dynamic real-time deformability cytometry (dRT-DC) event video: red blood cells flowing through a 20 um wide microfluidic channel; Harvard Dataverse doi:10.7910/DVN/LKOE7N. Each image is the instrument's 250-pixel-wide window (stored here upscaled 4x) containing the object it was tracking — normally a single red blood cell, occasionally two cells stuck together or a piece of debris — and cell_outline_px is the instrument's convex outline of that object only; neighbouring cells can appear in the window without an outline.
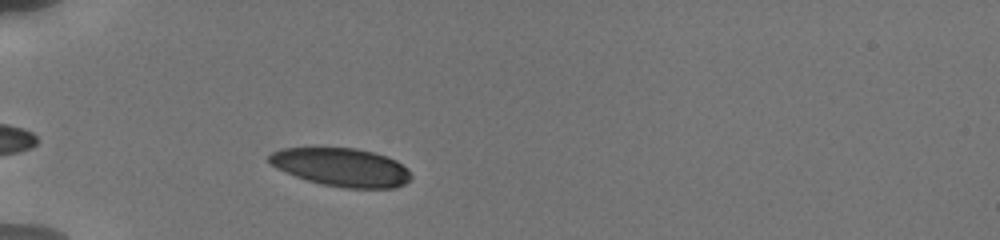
{"species": "human", "species_latin": "Homo sapiens", "temperature_condition": "cold", "stored_images_in_passage": 15, "camera_frame_rate_fps": 3000, "um_per_image_px": 0.085, "donor": {"sex": "male"}, "frame": {"image": 1, "passage_image": 4, "time_ms": 1.333, "image_size_px": [1000, 240], "cell_outline_px": [[412, 176], [404, 184], [396, 188], [344, 188], [320, 184], [296, 176], [276, 168], [268, 160], [268, 156], [272, 152], [280, 148], [356, 148], [372, 152], [396, 160], [408, 168]], "centroid_in_image_um": [29.03, 14.22], "position_along_channel_um": 56.0, "area_um2": 31.62}}
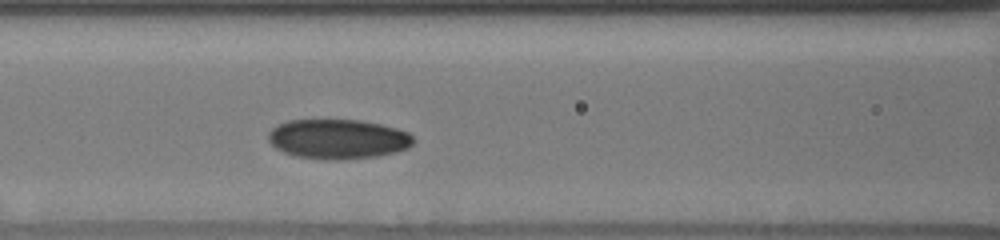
{"frame": {"image": 2, "passage_image": 9, "time_ms": 4.0, "image_size_px": [1000, 240], "cell_outline_px": [[412, 144], [408, 148], [396, 152], [376, 156], [336, 160], [296, 156], [284, 152], [276, 148], [268, 140], [268, 132], [276, 124], [288, 120], [360, 120], [380, 124], [396, 128], [408, 132], [412, 136]], "centroid_in_image_um": [28.7, 11.81], "position_along_channel_um": 137.9, "area_um2": 33.41}}
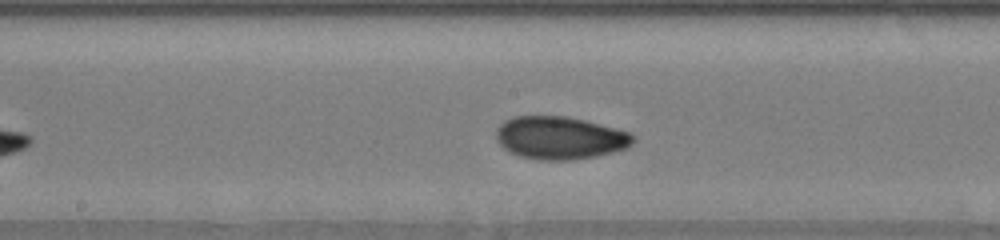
{"frame": {"image": 3, "passage_image": 14, "time_ms": 5.667, "image_size_px": [1000, 240], "cell_outline_px": [[636, 140], [628, 148], [596, 156], [572, 160], [540, 160], [520, 156], [504, 148], [496, 140], [496, 128], [504, 120], [512, 116], [568, 116], [632, 132], [636, 136]], "centroid_in_image_um": [47.62, 11.71], "position_along_channel_um": 200.6, "area_um2": 34.45}}